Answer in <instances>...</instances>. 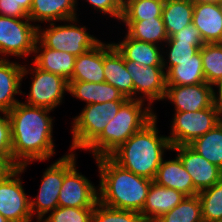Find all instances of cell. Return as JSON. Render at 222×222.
<instances>
[{"label": "cell", "instance_id": "obj_16", "mask_svg": "<svg viewBox=\"0 0 222 222\" xmlns=\"http://www.w3.org/2000/svg\"><path fill=\"white\" fill-rule=\"evenodd\" d=\"M103 70L105 82L117 88L125 98L134 99V84L124 57L112 43L103 42Z\"/></svg>", "mask_w": 222, "mask_h": 222}, {"label": "cell", "instance_id": "obj_14", "mask_svg": "<svg viewBox=\"0 0 222 222\" xmlns=\"http://www.w3.org/2000/svg\"><path fill=\"white\" fill-rule=\"evenodd\" d=\"M171 151L178 152L176 155L192 177L193 185L198 191L212 187L222 180V170L204 159L189 145L173 146Z\"/></svg>", "mask_w": 222, "mask_h": 222}, {"label": "cell", "instance_id": "obj_1", "mask_svg": "<svg viewBox=\"0 0 222 222\" xmlns=\"http://www.w3.org/2000/svg\"><path fill=\"white\" fill-rule=\"evenodd\" d=\"M53 110L18 102L8 113L11 125L12 163L26 170L30 162L55 155Z\"/></svg>", "mask_w": 222, "mask_h": 222}, {"label": "cell", "instance_id": "obj_20", "mask_svg": "<svg viewBox=\"0 0 222 222\" xmlns=\"http://www.w3.org/2000/svg\"><path fill=\"white\" fill-rule=\"evenodd\" d=\"M33 63L43 71L50 72L65 78L68 82L72 78L76 57L45 47L38 39L35 44Z\"/></svg>", "mask_w": 222, "mask_h": 222}, {"label": "cell", "instance_id": "obj_31", "mask_svg": "<svg viewBox=\"0 0 222 222\" xmlns=\"http://www.w3.org/2000/svg\"><path fill=\"white\" fill-rule=\"evenodd\" d=\"M155 222H203L199 196H186L179 205Z\"/></svg>", "mask_w": 222, "mask_h": 222}, {"label": "cell", "instance_id": "obj_18", "mask_svg": "<svg viewBox=\"0 0 222 222\" xmlns=\"http://www.w3.org/2000/svg\"><path fill=\"white\" fill-rule=\"evenodd\" d=\"M159 186L172 188L185 196H196L198 190L193 185L192 177L185 170L180 158L162 160L153 180Z\"/></svg>", "mask_w": 222, "mask_h": 222}, {"label": "cell", "instance_id": "obj_23", "mask_svg": "<svg viewBox=\"0 0 222 222\" xmlns=\"http://www.w3.org/2000/svg\"><path fill=\"white\" fill-rule=\"evenodd\" d=\"M75 0H32L28 18L35 22H58L77 18Z\"/></svg>", "mask_w": 222, "mask_h": 222}, {"label": "cell", "instance_id": "obj_27", "mask_svg": "<svg viewBox=\"0 0 222 222\" xmlns=\"http://www.w3.org/2000/svg\"><path fill=\"white\" fill-rule=\"evenodd\" d=\"M193 3L190 0H165L162 19L168 37L192 24Z\"/></svg>", "mask_w": 222, "mask_h": 222}, {"label": "cell", "instance_id": "obj_42", "mask_svg": "<svg viewBox=\"0 0 222 222\" xmlns=\"http://www.w3.org/2000/svg\"><path fill=\"white\" fill-rule=\"evenodd\" d=\"M213 87L218 88V92H216V89L213 90V97L214 101L220 106L222 104V76L213 84Z\"/></svg>", "mask_w": 222, "mask_h": 222}, {"label": "cell", "instance_id": "obj_33", "mask_svg": "<svg viewBox=\"0 0 222 222\" xmlns=\"http://www.w3.org/2000/svg\"><path fill=\"white\" fill-rule=\"evenodd\" d=\"M201 58L206 83L213 85L222 76V43H205Z\"/></svg>", "mask_w": 222, "mask_h": 222}, {"label": "cell", "instance_id": "obj_41", "mask_svg": "<svg viewBox=\"0 0 222 222\" xmlns=\"http://www.w3.org/2000/svg\"><path fill=\"white\" fill-rule=\"evenodd\" d=\"M16 166L7 158L0 155V181L10 174Z\"/></svg>", "mask_w": 222, "mask_h": 222}, {"label": "cell", "instance_id": "obj_38", "mask_svg": "<svg viewBox=\"0 0 222 222\" xmlns=\"http://www.w3.org/2000/svg\"><path fill=\"white\" fill-rule=\"evenodd\" d=\"M90 5L102 14H106L117 20L121 19L123 4L121 0H86ZM77 7V0H75Z\"/></svg>", "mask_w": 222, "mask_h": 222}, {"label": "cell", "instance_id": "obj_45", "mask_svg": "<svg viewBox=\"0 0 222 222\" xmlns=\"http://www.w3.org/2000/svg\"><path fill=\"white\" fill-rule=\"evenodd\" d=\"M0 222H9V221L0 214Z\"/></svg>", "mask_w": 222, "mask_h": 222}, {"label": "cell", "instance_id": "obj_25", "mask_svg": "<svg viewBox=\"0 0 222 222\" xmlns=\"http://www.w3.org/2000/svg\"><path fill=\"white\" fill-rule=\"evenodd\" d=\"M69 81L105 82L103 70V42L75 59L74 71Z\"/></svg>", "mask_w": 222, "mask_h": 222}, {"label": "cell", "instance_id": "obj_19", "mask_svg": "<svg viewBox=\"0 0 222 222\" xmlns=\"http://www.w3.org/2000/svg\"><path fill=\"white\" fill-rule=\"evenodd\" d=\"M185 197L179 191L152 182L140 214L146 222H155L163 214L179 205Z\"/></svg>", "mask_w": 222, "mask_h": 222}, {"label": "cell", "instance_id": "obj_28", "mask_svg": "<svg viewBox=\"0 0 222 222\" xmlns=\"http://www.w3.org/2000/svg\"><path fill=\"white\" fill-rule=\"evenodd\" d=\"M127 29V34L136 40L161 45L169 38L162 17L146 20H120ZM163 42V43H162Z\"/></svg>", "mask_w": 222, "mask_h": 222}, {"label": "cell", "instance_id": "obj_5", "mask_svg": "<svg viewBox=\"0 0 222 222\" xmlns=\"http://www.w3.org/2000/svg\"><path fill=\"white\" fill-rule=\"evenodd\" d=\"M125 101H108L85 105L78 116L73 118L72 143L70 152L85 150L104 130L108 121L113 119Z\"/></svg>", "mask_w": 222, "mask_h": 222}, {"label": "cell", "instance_id": "obj_44", "mask_svg": "<svg viewBox=\"0 0 222 222\" xmlns=\"http://www.w3.org/2000/svg\"><path fill=\"white\" fill-rule=\"evenodd\" d=\"M193 4L198 3H214L222 5V0H190Z\"/></svg>", "mask_w": 222, "mask_h": 222}, {"label": "cell", "instance_id": "obj_12", "mask_svg": "<svg viewBox=\"0 0 222 222\" xmlns=\"http://www.w3.org/2000/svg\"><path fill=\"white\" fill-rule=\"evenodd\" d=\"M125 67L133 80L134 99L148 101L147 105L150 106L156 100L163 101L166 93V72L163 65L145 67L125 60Z\"/></svg>", "mask_w": 222, "mask_h": 222}, {"label": "cell", "instance_id": "obj_29", "mask_svg": "<svg viewBox=\"0 0 222 222\" xmlns=\"http://www.w3.org/2000/svg\"><path fill=\"white\" fill-rule=\"evenodd\" d=\"M189 146L204 159L222 170V122L209 132L195 139Z\"/></svg>", "mask_w": 222, "mask_h": 222}, {"label": "cell", "instance_id": "obj_36", "mask_svg": "<svg viewBox=\"0 0 222 222\" xmlns=\"http://www.w3.org/2000/svg\"><path fill=\"white\" fill-rule=\"evenodd\" d=\"M94 208L58 206L39 222H92Z\"/></svg>", "mask_w": 222, "mask_h": 222}, {"label": "cell", "instance_id": "obj_40", "mask_svg": "<svg viewBox=\"0 0 222 222\" xmlns=\"http://www.w3.org/2000/svg\"><path fill=\"white\" fill-rule=\"evenodd\" d=\"M0 15L13 18H28V13L16 0H0Z\"/></svg>", "mask_w": 222, "mask_h": 222}, {"label": "cell", "instance_id": "obj_26", "mask_svg": "<svg viewBox=\"0 0 222 222\" xmlns=\"http://www.w3.org/2000/svg\"><path fill=\"white\" fill-rule=\"evenodd\" d=\"M201 83H206L201 49L195 54V59L175 61V66L166 73V85L183 86Z\"/></svg>", "mask_w": 222, "mask_h": 222}, {"label": "cell", "instance_id": "obj_6", "mask_svg": "<svg viewBox=\"0 0 222 222\" xmlns=\"http://www.w3.org/2000/svg\"><path fill=\"white\" fill-rule=\"evenodd\" d=\"M64 25L51 22L49 28L38 25V40L47 48L67 52L78 57L93 49L101 40L89 34L84 26H77L78 18L66 20ZM69 23V24H68ZM75 23V24H74Z\"/></svg>", "mask_w": 222, "mask_h": 222}, {"label": "cell", "instance_id": "obj_2", "mask_svg": "<svg viewBox=\"0 0 222 222\" xmlns=\"http://www.w3.org/2000/svg\"><path fill=\"white\" fill-rule=\"evenodd\" d=\"M95 161L100 175L99 202L116 209L141 212L153 181L124 169L110 156Z\"/></svg>", "mask_w": 222, "mask_h": 222}, {"label": "cell", "instance_id": "obj_4", "mask_svg": "<svg viewBox=\"0 0 222 222\" xmlns=\"http://www.w3.org/2000/svg\"><path fill=\"white\" fill-rule=\"evenodd\" d=\"M144 105L145 101L127 99L117 115L108 121L102 133L85 150L91 152L94 159L110 156L155 117L153 107L148 105L144 108Z\"/></svg>", "mask_w": 222, "mask_h": 222}, {"label": "cell", "instance_id": "obj_7", "mask_svg": "<svg viewBox=\"0 0 222 222\" xmlns=\"http://www.w3.org/2000/svg\"><path fill=\"white\" fill-rule=\"evenodd\" d=\"M170 135L171 147L189 145L195 139L213 129L220 121V106L214 102L210 107L195 112H174Z\"/></svg>", "mask_w": 222, "mask_h": 222}, {"label": "cell", "instance_id": "obj_24", "mask_svg": "<svg viewBox=\"0 0 222 222\" xmlns=\"http://www.w3.org/2000/svg\"><path fill=\"white\" fill-rule=\"evenodd\" d=\"M68 92L75 98L85 101L86 105L108 101H126L127 98L107 82L93 83L84 81H69Z\"/></svg>", "mask_w": 222, "mask_h": 222}, {"label": "cell", "instance_id": "obj_39", "mask_svg": "<svg viewBox=\"0 0 222 222\" xmlns=\"http://www.w3.org/2000/svg\"><path fill=\"white\" fill-rule=\"evenodd\" d=\"M167 40L191 42V44L195 47H202L205 44L200 31L193 24H190L189 26H186L183 29L179 30Z\"/></svg>", "mask_w": 222, "mask_h": 222}, {"label": "cell", "instance_id": "obj_13", "mask_svg": "<svg viewBox=\"0 0 222 222\" xmlns=\"http://www.w3.org/2000/svg\"><path fill=\"white\" fill-rule=\"evenodd\" d=\"M64 180V155L45 169L38 195L30 198L31 214L39 222L45 215L58 207V198Z\"/></svg>", "mask_w": 222, "mask_h": 222}, {"label": "cell", "instance_id": "obj_3", "mask_svg": "<svg viewBox=\"0 0 222 222\" xmlns=\"http://www.w3.org/2000/svg\"><path fill=\"white\" fill-rule=\"evenodd\" d=\"M157 115L135 132L110 157L121 167L136 175L154 180L164 152L171 150L168 137L159 135Z\"/></svg>", "mask_w": 222, "mask_h": 222}, {"label": "cell", "instance_id": "obj_21", "mask_svg": "<svg viewBox=\"0 0 222 222\" xmlns=\"http://www.w3.org/2000/svg\"><path fill=\"white\" fill-rule=\"evenodd\" d=\"M125 35L123 41L119 43L112 42L113 46L124 57V60H129L145 67L163 65L162 49L164 48L131 38L127 33Z\"/></svg>", "mask_w": 222, "mask_h": 222}, {"label": "cell", "instance_id": "obj_43", "mask_svg": "<svg viewBox=\"0 0 222 222\" xmlns=\"http://www.w3.org/2000/svg\"><path fill=\"white\" fill-rule=\"evenodd\" d=\"M17 4H20L21 7L27 12H30L32 0H16Z\"/></svg>", "mask_w": 222, "mask_h": 222}, {"label": "cell", "instance_id": "obj_10", "mask_svg": "<svg viewBox=\"0 0 222 222\" xmlns=\"http://www.w3.org/2000/svg\"><path fill=\"white\" fill-rule=\"evenodd\" d=\"M28 65L23 66L22 80L26 74H31L32 83L30 91L27 96V101L24 103L30 106L44 107L50 110L56 109L61 105L64 93L69 89L68 81L56 74L46 72L36 67L26 68ZM30 71V72H29Z\"/></svg>", "mask_w": 222, "mask_h": 222}, {"label": "cell", "instance_id": "obj_22", "mask_svg": "<svg viewBox=\"0 0 222 222\" xmlns=\"http://www.w3.org/2000/svg\"><path fill=\"white\" fill-rule=\"evenodd\" d=\"M23 66L18 62L0 59V111L9 112L18 102L14 96L22 94Z\"/></svg>", "mask_w": 222, "mask_h": 222}, {"label": "cell", "instance_id": "obj_35", "mask_svg": "<svg viewBox=\"0 0 222 222\" xmlns=\"http://www.w3.org/2000/svg\"><path fill=\"white\" fill-rule=\"evenodd\" d=\"M166 48L168 47L169 50L166 49L168 53L166 56H163V67L165 72L167 73L173 66H175V61H185L188 59H195V54L202 48V47H195L191 44V42H185L180 40H167ZM168 63H167V61Z\"/></svg>", "mask_w": 222, "mask_h": 222}, {"label": "cell", "instance_id": "obj_11", "mask_svg": "<svg viewBox=\"0 0 222 222\" xmlns=\"http://www.w3.org/2000/svg\"><path fill=\"white\" fill-rule=\"evenodd\" d=\"M24 170L16 167L0 181V214L9 222H31L30 198L24 192L21 174ZM20 176V177H19Z\"/></svg>", "mask_w": 222, "mask_h": 222}, {"label": "cell", "instance_id": "obj_47", "mask_svg": "<svg viewBox=\"0 0 222 222\" xmlns=\"http://www.w3.org/2000/svg\"><path fill=\"white\" fill-rule=\"evenodd\" d=\"M211 222H222V220H217V221H211Z\"/></svg>", "mask_w": 222, "mask_h": 222}, {"label": "cell", "instance_id": "obj_34", "mask_svg": "<svg viewBox=\"0 0 222 222\" xmlns=\"http://www.w3.org/2000/svg\"><path fill=\"white\" fill-rule=\"evenodd\" d=\"M92 222H146L140 212L108 207L97 202L92 216Z\"/></svg>", "mask_w": 222, "mask_h": 222}, {"label": "cell", "instance_id": "obj_9", "mask_svg": "<svg viewBox=\"0 0 222 222\" xmlns=\"http://www.w3.org/2000/svg\"><path fill=\"white\" fill-rule=\"evenodd\" d=\"M31 22L29 18L0 15V59H7L9 55L25 58L34 54L38 25Z\"/></svg>", "mask_w": 222, "mask_h": 222}, {"label": "cell", "instance_id": "obj_46", "mask_svg": "<svg viewBox=\"0 0 222 222\" xmlns=\"http://www.w3.org/2000/svg\"><path fill=\"white\" fill-rule=\"evenodd\" d=\"M220 114H221V122H222V104L220 105Z\"/></svg>", "mask_w": 222, "mask_h": 222}, {"label": "cell", "instance_id": "obj_32", "mask_svg": "<svg viewBox=\"0 0 222 222\" xmlns=\"http://www.w3.org/2000/svg\"><path fill=\"white\" fill-rule=\"evenodd\" d=\"M203 222L222 220V180L198 192Z\"/></svg>", "mask_w": 222, "mask_h": 222}, {"label": "cell", "instance_id": "obj_8", "mask_svg": "<svg viewBox=\"0 0 222 222\" xmlns=\"http://www.w3.org/2000/svg\"><path fill=\"white\" fill-rule=\"evenodd\" d=\"M76 153L64 155V180L58 198V206L72 208H94L99 201L98 186L76 167Z\"/></svg>", "mask_w": 222, "mask_h": 222}, {"label": "cell", "instance_id": "obj_30", "mask_svg": "<svg viewBox=\"0 0 222 222\" xmlns=\"http://www.w3.org/2000/svg\"><path fill=\"white\" fill-rule=\"evenodd\" d=\"M165 0L122 1L123 10L120 20H146L162 17Z\"/></svg>", "mask_w": 222, "mask_h": 222}, {"label": "cell", "instance_id": "obj_15", "mask_svg": "<svg viewBox=\"0 0 222 222\" xmlns=\"http://www.w3.org/2000/svg\"><path fill=\"white\" fill-rule=\"evenodd\" d=\"M213 85L201 83L195 85H166L164 100H170L175 112H195L210 107L215 101Z\"/></svg>", "mask_w": 222, "mask_h": 222}, {"label": "cell", "instance_id": "obj_17", "mask_svg": "<svg viewBox=\"0 0 222 222\" xmlns=\"http://www.w3.org/2000/svg\"><path fill=\"white\" fill-rule=\"evenodd\" d=\"M192 24L200 31L204 43H222V5L193 4Z\"/></svg>", "mask_w": 222, "mask_h": 222}, {"label": "cell", "instance_id": "obj_37", "mask_svg": "<svg viewBox=\"0 0 222 222\" xmlns=\"http://www.w3.org/2000/svg\"><path fill=\"white\" fill-rule=\"evenodd\" d=\"M0 155L12 162V138L9 113L0 111ZM3 114V117L2 115Z\"/></svg>", "mask_w": 222, "mask_h": 222}]
</instances>
